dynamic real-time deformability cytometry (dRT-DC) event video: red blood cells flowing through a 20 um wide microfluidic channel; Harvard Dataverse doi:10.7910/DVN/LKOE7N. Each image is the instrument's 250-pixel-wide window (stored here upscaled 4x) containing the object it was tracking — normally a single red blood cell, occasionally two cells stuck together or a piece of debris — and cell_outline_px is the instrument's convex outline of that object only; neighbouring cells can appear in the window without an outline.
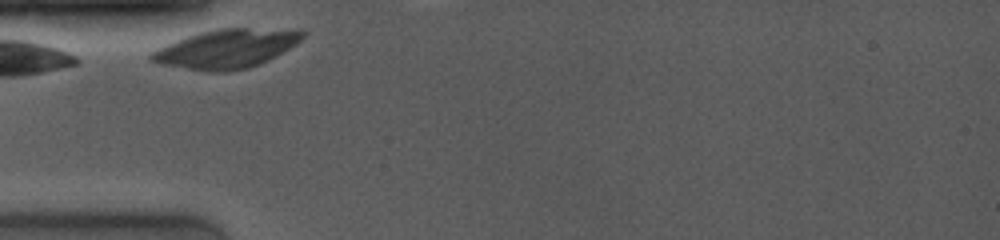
{"species": "common noctule bat (a hibernating species)", "species_latin": "Nyctalus noctula", "temperature_condition": "room temperature", "stored_images_in_passage": 4, "camera_frame_rate_fps": 4000, "um_per_image_px": 0.085, "animal": {"sex": "female", "body_mass_g": 19.0, "forearm_length_mm": 53.3}, "frame": {"image": 1, "passage_image": 1, "time_ms": 0.0, "image_size_px": [1000, 240], "cell_outline_px": [[308, 32], [296, 44], [276, 56], [268, 60], [248, 68], [224, 72], [208, 72], [160, 64], [152, 60], [148, 56], [152, 52], [168, 44], [188, 36], [200, 32], [220, 28], [248, 28]], "centroid_in_image_um": [19.23, 4.16], "position_along_channel_um": 65.8, "area_um2": 33.58}}